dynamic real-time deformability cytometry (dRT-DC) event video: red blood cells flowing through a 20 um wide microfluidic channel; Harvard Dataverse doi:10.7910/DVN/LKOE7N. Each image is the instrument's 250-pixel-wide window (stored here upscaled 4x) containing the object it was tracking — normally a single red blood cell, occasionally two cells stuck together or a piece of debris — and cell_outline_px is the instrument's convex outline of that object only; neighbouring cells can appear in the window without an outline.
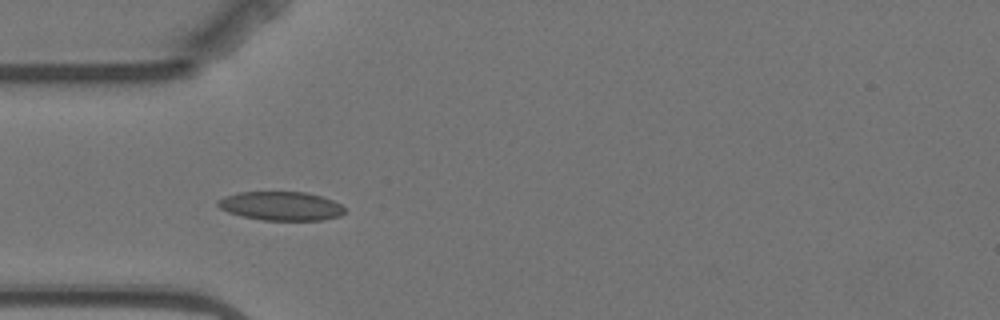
{"species": "Egyptian fruit bat (a non-hibernating species)", "species_latin": "Rousettus aegyptiacus", "temperature_condition": "warm", "stored_images_in_passage": 4, "camera_frame_rate_fps": 3000, "um_per_image_px": 0.085, "animal": {"sex": "female"}, "frame": {"image": 1, "passage_image": 4, "time_ms": 3.667, "image_size_px": [1000, 320], "cell_outline_px": [[348, 212], [340, 216], [320, 220], [264, 220], [240, 216], [228, 212], [220, 208], [216, 204], [216, 200], [224, 196], [240, 192], [304, 192], [320, 196], [332, 200], [340, 204]], "centroid_in_image_um": [23.87, 17.51], "position_along_channel_um": 61.1, "area_um2": 21.39}}